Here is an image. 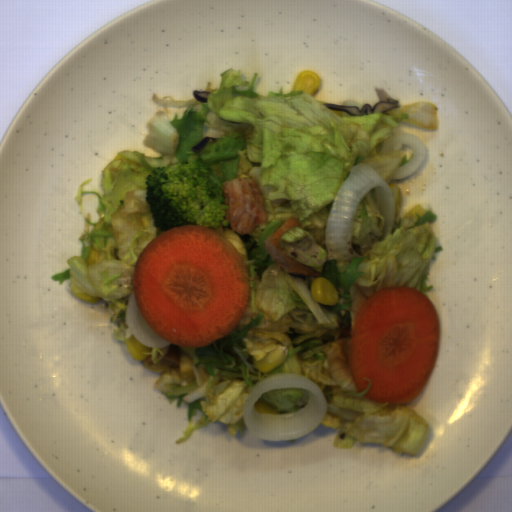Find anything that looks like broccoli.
<instances>
[{
	"label": "broccoli",
	"mask_w": 512,
	"mask_h": 512,
	"mask_svg": "<svg viewBox=\"0 0 512 512\" xmlns=\"http://www.w3.org/2000/svg\"><path fill=\"white\" fill-rule=\"evenodd\" d=\"M145 199L159 231L179 225L217 229L225 220L223 181L201 158L184 159L154 169L145 179Z\"/></svg>",
	"instance_id": "broccoli-1"
}]
</instances>
